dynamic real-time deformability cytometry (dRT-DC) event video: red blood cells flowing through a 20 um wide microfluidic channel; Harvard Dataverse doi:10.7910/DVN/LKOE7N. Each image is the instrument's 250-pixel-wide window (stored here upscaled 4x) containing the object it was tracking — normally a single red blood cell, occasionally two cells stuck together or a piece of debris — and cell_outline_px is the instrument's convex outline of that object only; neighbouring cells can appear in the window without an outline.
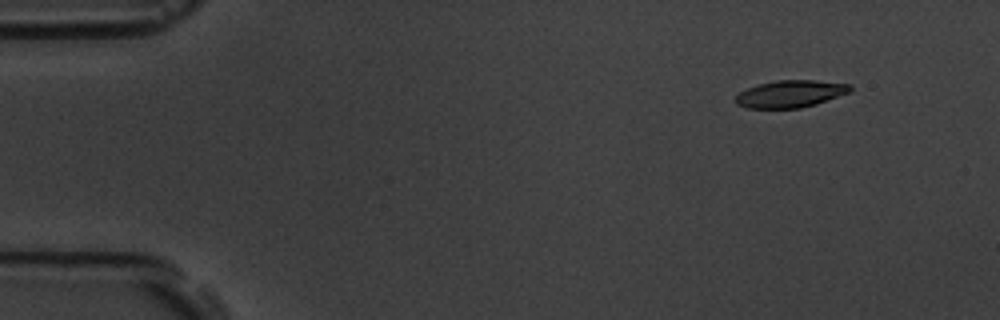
{"species": "common noctule bat (a hibernating species)", "species_latin": "Nyctalus noctula", "temperature_condition": "room temperature", "stored_images_in_passage": 10, "camera_frame_rate_fps": 3000, "um_per_image_px": 0.085, "animal": {"sex": "male", "body_mass_g": 19.5, "forearm_length_mm": 54.6}, "frame": {"image": 1, "passage_image": 1, "time_ms": 0.0, "image_size_px": [1000, 320], "cell_outline_px": [[852, 92], [816, 104], [800, 108], [748, 108], [736, 104], [736, 96], [740, 92], [756, 84], [776, 80], [816, 80], [852, 84]], "centroid_in_image_um": [67.23, 7.97], "position_along_channel_um": 17.8, "area_um2": 18.32}}
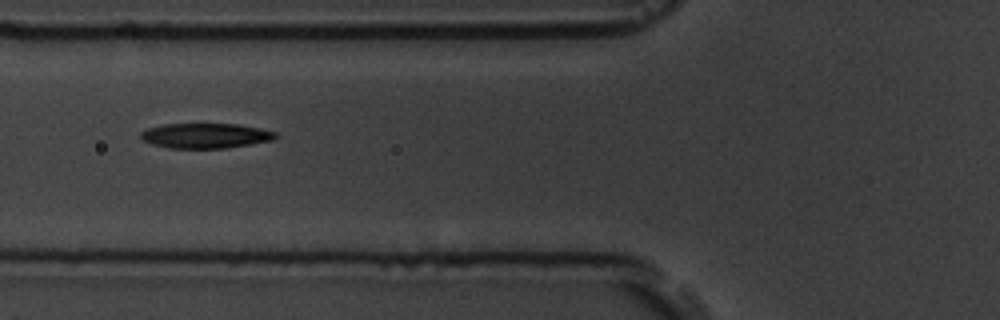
{"frame": {"image": 2, "passage_image": 6, "time_ms": 5.333, "image_size_px": [1000, 320], "cell_outline_px": [[280, 136], [272, 140], [228, 148], [168, 148], [152, 144], [144, 140], [140, 136], [140, 132], [148, 128], [164, 124], [236, 124], [260, 128], [276, 132]], "centroid_in_image_um": [17.49, 11.53], "position_along_channel_um": 108.3, "area_um2": 19.65}}
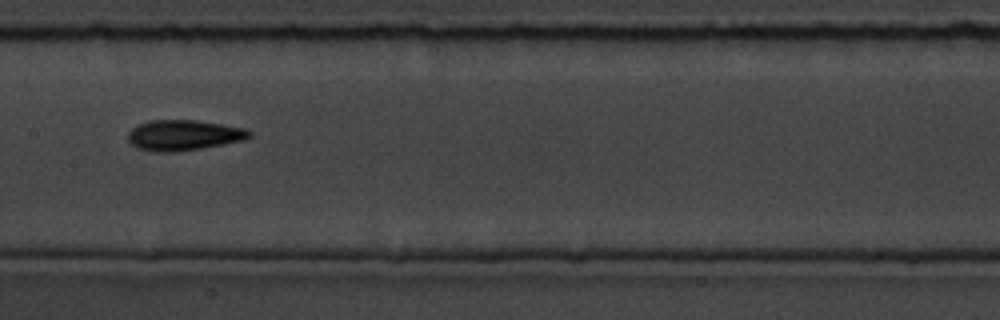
{"frame": {"image": 3, "passage_image": 8, "time_ms": 7.667, "image_size_px": [1000, 320], "cell_outline_px": [[252, 136], [244, 140], [224, 144], [200, 148], [172, 152], [152, 152], [136, 148], [128, 140], [128, 132], [136, 124], [148, 120], [196, 120], [244, 128], [252, 132]], "centroid_in_image_um": [15.57, 11.49], "position_along_channel_um": 191.8, "area_um2": 21.68}}